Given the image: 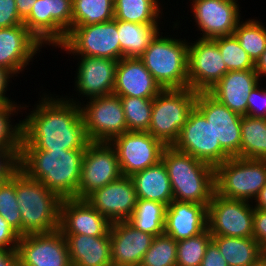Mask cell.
Returning a JSON list of instances; mask_svg holds the SVG:
<instances>
[{
	"mask_svg": "<svg viewBox=\"0 0 266 266\" xmlns=\"http://www.w3.org/2000/svg\"><path fill=\"white\" fill-rule=\"evenodd\" d=\"M228 71L251 70L255 68L247 52L240 46L234 34L214 38Z\"/></svg>",
	"mask_w": 266,
	"mask_h": 266,
	"instance_id": "cell-41",
	"label": "cell"
},
{
	"mask_svg": "<svg viewBox=\"0 0 266 266\" xmlns=\"http://www.w3.org/2000/svg\"><path fill=\"white\" fill-rule=\"evenodd\" d=\"M80 59L76 72L75 91L89 100L113 94L117 62L113 59L74 55Z\"/></svg>",
	"mask_w": 266,
	"mask_h": 266,
	"instance_id": "cell-20",
	"label": "cell"
},
{
	"mask_svg": "<svg viewBox=\"0 0 266 266\" xmlns=\"http://www.w3.org/2000/svg\"><path fill=\"white\" fill-rule=\"evenodd\" d=\"M67 99L78 103L90 142H110L114 137L127 131L123 105L120 97L110 94L89 99L86 103L79 99ZM77 100V101H76Z\"/></svg>",
	"mask_w": 266,
	"mask_h": 266,
	"instance_id": "cell-8",
	"label": "cell"
},
{
	"mask_svg": "<svg viewBox=\"0 0 266 266\" xmlns=\"http://www.w3.org/2000/svg\"><path fill=\"white\" fill-rule=\"evenodd\" d=\"M240 157L266 160V118H241Z\"/></svg>",
	"mask_w": 266,
	"mask_h": 266,
	"instance_id": "cell-32",
	"label": "cell"
},
{
	"mask_svg": "<svg viewBox=\"0 0 266 266\" xmlns=\"http://www.w3.org/2000/svg\"><path fill=\"white\" fill-rule=\"evenodd\" d=\"M260 81L255 69L228 71L208 92L231 111L245 116L247 99Z\"/></svg>",
	"mask_w": 266,
	"mask_h": 266,
	"instance_id": "cell-25",
	"label": "cell"
},
{
	"mask_svg": "<svg viewBox=\"0 0 266 266\" xmlns=\"http://www.w3.org/2000/svg\"><path fill=\"white\" fill-rule=\"evenodd\" d=\"M173 147L214 168L231 158L216 141L211 124L196 107L190 111Z\"/></svg>",
	"mask_w": 266,
	"mask_h": 266,
	"instance_id": "cell-12",
	"label": "cell"
},
{
	"mask_svg": "<svg viewBox=\"0 0 266 266\" xmlns=\"http://www.w3.org/2000/svg\"><path fill=\"white\" fill-rule=\"evenodd\" d=\"M112 266H140L154 235L136 229L128 221L111 223Z\"/></svg>",
	"mask_w": 266,
	"mask_h": 266,
	"instance_id": "cell-23",
	"label": "cell"
},
{
	"mask_svg": "<svg viewBox=\"0 0 266 266\" xmlns=\"http://www.w3.org/2000/svg\"><path fill=\"white\" fill-rule=\"evenodd\" d=\"M254 209L252 202L214 192L207 206V228L212 236L253 238Z\"/></svg>",
	"mask_w": 266,
	"mask_h": 266,
	"instance_id": "cell-11",
	"label": "cell"
},
{
	"mask_svg": "<svg viewBox=\"0 0 266 266\" xmlns=\"http://www.w3.org/2000/svg\"><path fill=\"white\" fill-rule=\"evenodd\" d=\"M173 200L208 205L215 192V168L191 155L166 146L162 158Z\"/></svg>",
	"mask_w": 266,
	"mask_h": 266,
	"instance_id": "cell-3",
	"label": "cell"
},
{
	"mask_svg": "<svg viewBox=\"0 0 266 266\" xmlns=\"http://www.w3.org/2000/svg\"><path fill=\"white\" fill-rule=\"evenodd\" d=\"M130 177L138 199L157 201L166 206L173 201L170 179L162 160Z\"/></svg>",
	"mask_w": 266,
	"mask_h": 266,
	"instance_id": "cell-28",
	"label": "cell"
},
{
	"mask_svg": "<svg viewBox=\"0 0 266 266\" xmlns=\"http://www.w3.org/2000/svg\"><path fill=\"white\" fill-rule=\"evenodd\" d=\"M15 77L10 71L5 68L0 67V104H17L15 101L11 100L9 96L5 95L7 93L10 78Z\"/></svg>",
	"mask_w": 266,
	"mask_h": 266,
	"instance_id": "cell-48",
	"label": "cell"
},
{
	"mask_svg": "<svg viewBox=\"0 0 266 266\" xmlns=\"http://www.w3.org/2000/svg\"><path fill=\"white\" fill-rule=\"evenodd\" d=\"M23 24L43 46L57 49L72 30V0H36Z\"/></svg>",
	"mask_w": 266,
	"mask_h": 266,
	"instance_id": "cell-9",
	"label": "cell"
},
{
	"mask_svg": "<svg viewBox=\"0 0 266 266\" xmlns=\"http://www.w3.org/2000/svg\"><path fill=\"white\" fill-rule=\"evenodd\" d=\"M19 237L0 215V248L16 251Z\"/></svg>",
	"mask_w": 266,
	"mask_h": 266,
	"instance_id": "cell-45",
	"label": "cell"
},
{
	"mask_svg": "<svg viewBox=\"0 0 266 266\" xmlns=\"http://www.w3.org/2000/svg\"><path fill=\"white\" fill-rule=\"evenodd\" d=\"M85 149L20 150L18 168L62 199H77Z\"/></svg>",
	"mask_w": 266,
	"mask_h": 266,
	"instance_id": "cell-2",
	"label": "cell"
},
{
	"mask_svg": "<svg viewBox=\"0 0 266 266\" xmlns=\"http://www.w3.org/2000/svg\"><path fill=\"white\" fill-rule=\"evenodd\" d=\"M159 1L114 0V19L138 24H161L159 18H163V8Z\"/></svg>",
	"mask_w": 266,
	"mask_h": 266,
	"instance_id": "cell-31",
	"label": "cell"
},
{
	"mask_svg": "<svg viewBox=\"0 0 266 266\" xmlns=\"http://www.w3.org/2000/svg\"><path fill=\"white\" fill-rule=\"evenodd\" d=\"M177 241L163 233L153 238L140 266H176Z\"/></svg>",
	"mask_w": 266,
	"mask_h": 266,
	"instance_id": "cell-40",
	"label": "cell"
},
{
	"mask_svg": "<svg viewBox=\"0 0 266 266\" xmlns=\"http://www.w3.org/2000/svg\"><path fill=\"white\" fill-rule=\"evenodd\" d=\"M114 19V0H72V29Z\"/></svg>",
	"mask_w": 266,
	"mask_h": 266,
	"instance_id": "cell-34",
	"label": "cell"
},
{
	"mask_svg": "<svg viewBox=\"0 0 266 266\" xmlns=\"http://www.w3.org/2000/svg\"><path fill=\"white\" fill-rule=\"evenodd\" d=\"M123 105L127 131L148 132L153 98L119 96Z\"/></svg>",
	"mask_w": 266,
	"mask_h": 266,
	"instance_id": "cell-37",
	"label": "cell"
},
{
	"mask_svg": "<svg viewBox=\"0 0 266 266\" xmlns=\"http://www.w3.org/2000/svg\"><path fill=\"white\" fill-rule=\"evenodd\" d=\"M195 107L211 124L216 141L230 157H240L241 118L209 92H197Z\"/></svg>",
	"mask_w": 266,
	"mask_h": 266,
	"instance_id": "cell-16",
	"label": "cell"
},
{
	"mask_svg": "<svg viewBox=\"0 0 266 266\" xmlns=\"http://www.w3.org/2000/svg\"><path fill=\"white\" fill-rule=\"evenodd\" d=\"M266 184V160L231 157L215 168V192L253 202Z\"/></svg>",
	"mask_w": 266,
	"mask_h": 266,
	"instance_id": "cell-7",
	"label": "cell"
},
{
	"mask_svg": "<svg viewBox=\"0 0 266 266\" xmlns=\"http://www.w3.org/2000/svg\"><path fill=\"white\" fill-rule=\"evenodd\" d=\"M115 148L123 176H132L161 161L166 147L148 132L126 131L114 137Z\"/></svg>",
	"mask_w": 266,
	"mask_h": 266,
	"instance_id": "cell-14",
	"label": "cell"
},
{
	"mask_svg": "<svg viewBox=\"0 0 266 266\" xmlns=\"http://www.w3.org/2000/svg\"><path fill=\"white\" fill-rule=\"evenodd\" d=\"M207 206L173 200L166 209L164 233L175 241L201 234L207 229Z\"/></svg>",
	"mask_w": 266,
	"mask_h": 266,
	"instance_id": "cell-26",
	"label": "cell"
},
{
	"mask_svg": "<svg viewBox=\"0 0 266 266\" xmlns=\"http://www.w3.org/2000/svg\"><path fill=\"white\" fill-rule=\"evenodd\" d=\"M15 191L22 219V236L59 229L61 199L38 180L15 170Z\"/></svg>",
	"mask_w": 266,
	"mask_h": 266,
	"instance_id": "cell-4",
	"label": "cell"
},
{
	"mask_svg": "<svg viewBox=\"0 0 266 266\" xmlns=\"http://www.w3.org/2000/svg\"><path fill=\"white\" fill-rule=\"evenodd\" d=\"M162 90L140 58H122L117 62L113 94L154 98Z\"/></svg>",
	"mask_w": 266,
	"mask_h": 266,
	"instance_id": "cell-24",
	"label": "cell"
},
{
	"mask_svg": "<svg viewBox=\"0 0 266 266\" xmlns=\"http://www.w3.org/2000/svg\"><path fill=\"white\" fill-rule=\"evenodd\" d=\"M238 0H192L194 22L203 39H214L234 33L242 16Z\"/></svg>",
	"mask_w": 266,
	"mask_h": 266,
	"instance_id": "cell-18",
	"label": "cell"
},
{
	"mask_svg": "<svg viewBox=\"0 0 266 266\" xmlns=\"http://www.w3.org/2000/svg\"><path fill=\"white\" fill-rule=\"evenodd\" d=\"M253 238L266 250V210L254 209Z\"/></svg>",
	"mask_w": 266,
	"mask_h": 266,
	"instance_id": "cell-44",
	"label": "cell"
},
{
	"mask_svg": "<svg viewBox=\"0 0 266 266\" xmlns=\"http://www.w3.org/2000/svg\"><path fill=\"white\" fill-rule=\"evenodd\" d=\"M40 97L22 120L21 150L86 149L90 140L79 104L44 92Z\"/></svg>",
	"mask_w": 266,
	"mask_h": 266,
	"instance_id": "cell-1",
	"label": "cell"
},
{
	"mask_svg": "<svg viewBox=\"0 0 266 266\" xmlns=\"http://www.w3.org/2000/svg\"><path fill=\"white\" fill-rule=\"evenodd\" d=\"M20 266H72L65 236L57 229L19 237Z\"/></svg>",
	"mask_w": 266,
	"mask_h": 266,
	"instance_id": "cell-17",
	"label": "cell"
},
{
	"mask_svg": "<svg viewBox=\"0 0 266 266\" xmlns=\"http://www.w3.org/2000/svg\"><path fill=\"white\" fill-rule=\"evenodd\" d=\"M228 266H249L261 258L265 251L254 238L212 236Z\"/></svg>",
	"mask_w": 266,
	"mask_h": 266,
	"instance_id": "cell-30",
	"label": "cell"
},
{
	"mask_svg": "<svg viewBox=\"0 0 266 266\" xmlns=\"http://www.w3.org/2000/svg\"><path fill=\"white\" fill-rule=\"evenodd\" d=\"M240 46L247 52L255 63L266 49V27L258 19L242 20L233 33Z\"/></svg>",
	"mask_w": 266,
	"mask_h": 266,
	"instance_id": "cell-35",
	"label": "cell"
},
{
	"mask_svg": "<svg viewBox=\"0 0 266 266\" xmlns=\"http://www.w3.org/2000/svg\"><path fill=\"white\" fill-rule=\"evenodd\" d=\"M167 206L151 200L138 199L131 217L127 220L136 229L154 236L164 233Z\"/></svg>",
	"mask_w": 266,
	"mask_h": 266,
	"instance_id": "cell-33",
	"label": "cell"
},
{
	"mask_svg": "<svg viewBox=\"0 0 266 266\" xmlns=\"http://www.w3.org/2000/svg\"><path fill=\"white\" fill-rule=\"evenodd\" d=\"M259 83L250 92L247 99V115L251 117L266 118V88Z\"/></svg>",
	"mask_w": 266,
	"mask_h": 266,
	"instance_id": "cell-42",
	"label": "cell"
},
{
	"mask_svg": "<svg viewBox=\"0 0 266 266\" xmlns=\"http://www.w3.org/2000/svg\"><path fill=\"white\" fill-rule=\"evenodd\" d=\"M19 17L24 21L31 13L36 0H15Z\"/></svg>",
	"mask_w": 266,
	"mask_h": 266,
	"instance_id": "cell-50",
	"label": "cell"
},
{
	"mask_svg": "<svg viewBox=\"0 0 266 266\" xmlns=\"http://www.w3.org/2000/svg\"><path fill=\"white\" fill-rule=\"evenodd\" d=\"M110 223L127 221L138 201L131 177L122 176L95 190L86 199Z\"/></svg>",
	"mask_w": 266,
	"mask_h": 266,
	"instance_id": "cell-19",
	"label": "cell"
},
{
	"mask_svg": "<svg viewBox=\"0 0 266 266\" xmlns=\"http://www.w3.org/2000/svg\"><path fill=\"white\" fill-rule=\"evenodd\" d=\"M159 27V24H138L117 20L121 59L139 58L160 31Z\"/></svg>",
	"mask_w": 266,
	"mask_h": 266,
	"instance_id": "cell-29",
	"label": "cell"
},
{
	"mask_svg": "<svg viewBox=\"0 0 266 266\" xmlns=\"http://www.w3.org/2000/svg\"><path fill=\"white\" fill-rule=\"evenodd\" d=\"M23 24L19 17L15 0H0V28Z\"/></svg>",
	"mask_w": 266,
	"mask_h": 266,
	"instance_id": "cell-43",
	"label": "cell"
},
{
	"mask_svg": "<svg viewBox=\"0 0 266 266\" xmlns=\"http://www.w3.org/2000/svg\"><path fill=\"white\" fill-rule=\"evenodd\" d=\"M111 223L85 199H62L59 230L63 235L105 236Z\"/></svg>",
	"mask_w": 266,
	"mask_h": 266,
	"instance_id": "cell-22",
	"label": "cell"
},
{
	"mask_svg": "<svg viewBox=\"0 0 266 266\" xmlns=\"http://www.w3.org/2000/svg\"><path fill=\"white\" fill-rule=\"evenodd\" d=\"M252 203H255L253 206L256 209L266 210V184L260 190L258 196Z\"/></svg>",
	"mask_w": 266,
	"mask_h": 266,
	"instance_id": "cell-52",
	"label": "cell"
},
{
	"mask_svg": "<svg viewBox=\"0 0 266 266\" xmlns=\"http://www.w3.org/2000/svg\"><path fill=\"white\" fill-rule=\"evenodd\" d=\"M211 240L212 235L207 228L199 235L177 241L176 266H201Z\"/></svg>",
	"mask_w": 266,
	"mask_h": 266,
	"instance_id": "cell-39",
	"label": "cell"
},
{
	"mask_svg": "<svg viewBox=\"0 0 266 266\" xmlns=\"http://www.w3.org/2000/svg\"><path fill=\"white\" fill-rule=\"evenodd\" d=\"M115 148L110 142H90L85 149L77 199L122 177Z\"/></svg>",
	"mask_w": 266,
	"mask_h": 266,
	"instance_id": "cell-13",
	"label": "cell"
},
{
	"mask_svg": "<svg viewBox=\"0 0 266 266\" xmlns=\"http://www.w3.org/2000/svg\"><path fill=\"white\" fill-rule=\"evenodd\" d=\"M201 266H228L227 261L222 256L217 244L211 240L206 248Z\"/></svg>",
	"mask_w": 266,
	"mask_h": 266,
	"instance_id": "cell-47",
	"label": "cell"
},
{
	"mask_svg": "<svg viewBox=\"0 0 266 266\" xmlns=\"http://www.w3.org/2000/svg\"><path fill=\"white\" fill-rule=\"evenodd\" d=\"M64 236L72 266H112L110 232L101 237Z\"/></svg>",
	"mask_w": 266,
	"mask_h": 266,
	"instance_id": "cell-27",
	"label": "cell"
},
{
	"mask_svg": "<svg viewBox=\"0 0 266 266\" xmlns=\"http://www.w3.org/2000/svg\"><path fill=\"white\" fill-rule=\"evenodd\" d=\"M255 71L261 80V77H266V49L261 54L260 58L255 62Z\"/></svg>",
	"mask_w": 266,
	"mask_h": 266,
	"instance_id": "cell-51",
	"label": "cell"
},
{
	"mask_svg": "<svg viewBox=\"0 0 266 266\" xmlns=\"http://www.w3.org/2000/svg\"><path fill=\"white\" fill-rule=\"evenodd\" d=\"M21 105L23 104H0V147L9 149L17 158L21 150L22 120L14 124L11 117L28 107Z\"/></svg>",
	"mask_w": 266,
	"mask_h": 266,
	"instance_id": "cell-36",
	"label": "cell"
},
{
	"mask_svg": "<svg viewBox=\"0 0 266 266\" xmlns=\"http://www.w3.org/2000/svg\"><path fill=\"white\" fill-rule=\"evenodd\" d=\"M0 215L21 237L22 219L15 191V171L0 182Z\"/></svg>",
	"mask_w": 266,
	"mask_h": 266,
	"instance_id": "cell-38",
	"label": "cell"
},
{
	"mask_svg": "<svg viewBox=\"0 0 266 266\" xmlns=\"http://www.w3.org/2000/svg\"><path fill=\"white\" fill-rule=\"evenodd\" d=\"M0 266H20L17 251L0 248Z\"/></svg>",
	"mask_w": 266,
	"mask_h": 266,
	"instance_id": "cell-49",
	"label": "cell"
},
{
	"mask_svg": "<svg viewBox=\"0 0 266 266\" xmlns=\"http://www.w3.org/2000/svg\"><path fill=\"white\" fill-rule=\"evenodd\" d=\"M196 96L197 92L189 87L163 89L153 98L148 133L165 146H173L195 107Z\"/></svg>",
	"mask_w": 266,
	"mask_h": 266,
	"instance_id": "cell-6",
	"label": "cell"
},
{
	"mask_svg": "<svg viewBox=\"0 0 266 266\" xmlns=\"http://www.w3.org/2000/svg\"><path fill=\"white\" fill-rule=\"evenodd\" d=\"M249 266H266V254L259 258L255 263H252Z\"/></svg>",
	"mask_w": 266,
	"mask_h": 266,
	"instance_id": "cell-53",
	"label": "cell"
},
{
	"mask_svg": "<svg viewBox=\"0 0 266 266\" xmlns=\"http://www.w3.org/2000/svg\"><path fill=\"white\" fill-rule=\"evenodd\" d=\"M18 168V158L9 150L0 147V182L6 180Z\"/></svg>",
	"mask_w": 266,
	"mask_h": 266,
	"instance_id": "cell-46",
	"label": "cell"
},
{
	"mask_svg": "<svg viewBox=\"0 0 266 266\" xmlns=\"http://www.w3.org/2000/svg\"><path fill=\"white\" fill-rule=\"evenodd\" d=\"M158 32L139 57L163 89L188 88L187 39Z\"/></svg>",
	"mask_w": 266,
	"mask_h": 266,
	"instance_id": "cell-5",
	"label": "cell"
},
{
	"mask_svg": "<svg viewBox=\"0 0 266 266\" xmlns=\"http://www.w3.org/2000/svg\"><path fill=\"white\" fill-rule=\"evenodd\" d=\"M189 88L208 92L227 73V67L214 39L198 38L188 46Z\"/></svg>",
	"mask_w": 266,
	"mask_h": 266,
	"instance_id": "cell-15",
	"label": "cell"
},
{
	"mask_svg": "<svg viewBox=\"0 0 266 266\" xmlns=\"http://www.w3.org/2000/svg\"><path fill=\"white\" fill-rule=\"evenodd\" d=\"M59 47L71 56H94L119 61L121 47L117 20L88 26H75Z\"/></svg>",
	"mask_w": 266,
	"mask_h": 266,
	"instance_id": "cell-10",
	"label": "cell"
},
{
	"mask_svg": "<svg viewBox=\"0 0 266 266\" xmlns=\"http://www.w3.org/2000/svg\"><path fill=\"white\" fill-rule=\"evenodd\" d=\"M42 47L24 24L0 28V67L18 76Z\"/></svg>",
	"mask_w": 266,
	"mask_h": 266,
	"instance_id": "cell-21",
	"label": "cell"
}]
</instances>
